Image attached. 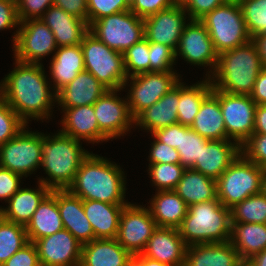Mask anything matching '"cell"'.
<instances>
[{
  "label": "cell",
  "mask_w": 266,
  "mask_h": 266,
  "mask_svg": "<svg viewBox=\"0 0 266 266\" xmlns=\"http://www.w3.org/2000/svg\"><path fill=\"white\" fill-rule=\"evenodd\" d=\"M14 64L15 68L0 82V96L26 124L30 118H50L56 92L50 90L43 65L16 59Z\"/></svg>",
  "instance_id": "cell-1"
},
{
  "label": "cell",
  "mask_w": 266,
  "mask_h": 266,
  "mask_svg": "<svg viewBox=\"0 0 266 266\" xmlns=\"http://www.w3.org/2000/svg\"><path fill=\"white\" fill-rule=\"evenodd\" d=\"M125 179L124 171L119 165L90 153L82 161L73 183L67 190L82 200L129 204L124 199L126 196Z\"/></svg>",
  "instance_id": "cell-2"
},
{
  "label": "cell",
  "mask_w": 266,
  "mask_h": 266,
  "mask_svg": "<svg viewBox=\"0 0 266 266\" xmlns=\"http://www.w3.org/2000/svg\"><path fill=\"white\" fill-rule=\"evenodd\" d=\"M79 140L60 131L53 136L41 133V167L48 178H40L51 190H66L73 183L82 161L90 154Z\"/></svg>",
  "instance_id": "cell-3"
},
{
  "label": "cell",
  "mask_w": 266,
  "mask_h": 266,
  "mask_svg": "<svg viewBox=\"0 0 266 266\" xmlns=\"http://www.w3.org/2000/svg\"><path fill=\"white\" fill-rule=\"evenodd\" d=\"M262 68L256 47L250 41L220 53L216 68L209 79L214 90L250 95Z\"/></svg>",
  "instance_id": "cell-4"
},
{
  "label": "cell",
  "mask_w": 266,
  "mask_h": 266,
  "mask_svg": "<svg viewBox=\"0 0 266 266\" xmlns=\"http://www.w3.org/2000/svg\"><path fill=\"white\" fill-rule=\"evenodd\" d=\"M231 212L218 199L188 206L186 217L177 228L187 246L222 243L231 237Z\"/></svg>",
  "instance_id": "cell-5"
},
{
  "label": "cell",
  "mask_w": 266,
  "mask_h": 266,
  "mask_svg": "<svg viewBox=\"0 0 266 266\" xmlns=\"http://www.w3.org/2000/svg\"><path fill=\"white\" fill-rule=\"evenodd\" d=\"M200 21L208 30L218 54L251 41L240 5L237 2H226Z\"/></svg>",
  "instance_id": "cell-6"
},
{
  "label": "cell",
  "mask_w": 266,
  "mask_h": 266,
  "mask_svg": "<svg viewBox=\"0 0 266 266\" xmlns=\"http://www.w3.org/2000/svg\"><path fill=\"white\" fill-rule=\"evenodd\" d=\"M263 168L242 154L217 179L218 200L227 208L259 194Z\"/></svg>",
  "instance_id": "cell-7"
},
{
  "label": "cell",
  "mask_w": 266,
  "mask_h": 266,
  "mask_svg": "<svg viewBox=\"0 0 266 266\" xmlns=\"http://www.w3.org/2000/svg\"><path fill=\"white\" fill-rule=\"evenodd\" d=\"M85 70L93 74L107 89H123L128 78L123 54L112 50L88 32L81 42Z\"/></svg>",
  "instance_id": "cell-8"
},
{
  "label": "cell",
  "mask_w": 266,
  "mask_h": 266,
  "mask_svg": "<svg viewBox=\"0 0 266 266\" xmlns=\"http://www.w3.org/2000/svg\"><path fill=\"white\" fill-rule=\"evenodd\" d=\"M89 32L112 50L123 54L145 38L144 19L127 10L94 21Z\"/></svg>",
  "instance_id": "cell-9"
},
{
  "label": "cell",
  "mask_w": 266,
  "mask_h": 266,
  "mask_svg": "<svg viewBox=\"0 0 266 266\" xmlns=\"http://www.w3.org/2000/svg\"><path fill=\"white\" fill-rule=\"evenodd\" d=\"M130 82L127 102L130 113L135 118L141 111L151 107L181 80L174 71L146 72L128 77L123 89Z\"/></svg>",
  "instance_id": "cell-10"
},
{
  "label": "cell",
  "mask_w": 266,
  "mask_h": 266,
  "mask_svg": "<svg viewBox=\"0 0 266 266\" xmlns=\"http://www.w3.org/2000/svg\"><path fill=\"white\" fill-rule=\"evenodd\" d=\"M24 127L14 138L0 145V167L27 177L41 166V132Z\"/></svg>",
  "instance_id": "cell-11"
},
{
  "label": "cell",
  "mask_w": 266,
  "mask_h": 266,
  "mask_svg": "<svg viewBox=\"0 0 266 266\" xmlns=\"http://www.w3.org/2000/svg\"><path fill=\"white\" fill-rule=\"evenodd\" d=\"M14 32L13 51L16 60L42 64L40 60L55 53L57 45L53 32L41 19H29L19 23Z\"/></svg>",
  "instance_id": "cell-12"
},
{
  "label": "cell",
  "mask_w": 266,
  "mask_h": 266,
  "mask_svg": "<svg viewBox=\"0 0 266 266\" xmlns=\"http://www.w3.org/2000/svg\"><path fill=\"white\" fill-rule=\"evenodd\" d=\"M157 227L149 208L129 202L120 214L116 240L132 255L140 254Z\"/></svg>",
  "instance_id": "cell-13"
},
{
  "label": "cell",
  "mask_w": 266,
  "mask_h": 266,
  "mask_svg": "<svg viewBox=\"0 0 266 266\" xmlns=\"http://www.w3.org/2000/svg\"><path fill=\"white\" fill-rule=\"evenodd\" d=\"M219 103L226 128V139L240 146L253 134L257 104L250 95L231 94L219 90Z\"/></svg>",
  "instance_id": "cell-14"
},
{
  "label": "cell",
  "mask_w": 266,
  "mask_h": 266,
  "mask_svg": "<svg viewBox=\"0 0 266 266\" xmlns=\"http://www.w3.org/2000/svg\"><path fill=\"white\" fill-rule=\"evenodd\" d=\"M178 55L191 65L212 68V70L209 69L206 77L209 78L210 74H213L219 54L215 51L208 30L200 20H189L184 26L178 48L175 51V60Z\"/></svg>",
  "instance_id": "cell-15"
},
{
  "label": "cell",
  "mask_w": 266,
  "mask_h": 266,
  "mask_svg": "<svg viewBox=\"0 0 266 266\" xmlns=\"http://www.w3.org/2000/svg\"><path fill=\"white\" fill-rule=\"evenodd\" d=\"M121 90L123 89H108L93 104L99 130L109 140L124 136L134 124L127 98L124 100L117 96Z\"/></svg>",
  "instance_id": "cell-16"
},
{
  "label": "cell",
  "mask_w": 266,
  "mask_h": 266,
  "mask_svg": "<svg viewBox=\"0 0 266 266\" xmlns=\"http://www.w3.org/2000/svg\"><path fill=\"white\" fill-rule=\"evenodd\" d=\"M181 3H175L144 19V36L149 42L167 45L174 52L178 48L189 17ZM188 18V19H187ZM187 19V21H186Z\"/></svg>",
  "instance_id": "cell-17"
},
{
  "label": "cell",
  "mask_w": 266,
  "mask_h": 266,
  "mask_svg": "<svg viewBox=\"0 0 266 266\" xmlns=\"http://www.w3.org/2000/svg\"><path fill=\"white\" fill-rule=\"evenodd\" d=\"M41 266H79L82 245L66 229L34 242Z\"/></svg>",
  "instance_id": "cell-18"
},
{
  "label": "cell",
  "mask_w": 266,
  "mask_h": 266,
  "mask_svg": "<svg viewBox=\"0 0 266 266\" xmlns=\"http://www.w3.org/2000/svg\"><path fill=\"white\" fill-rule=\"evenodd\" d=\"M186 248L177 228L157 227L141 254L171 266H184Z\"/></svg>",
  "instance_id": "cell-19"
},
{
  "label": "cell",
  "mask_w": 266,
  "mask_h": 266,
  "mask_svg": "<svg viewBox=\"0 0 266 266\" xmlns=\"http://www.w3.org/2000/svg\"><path fill=\"white\" fill-rule=\"evenodd\" d=\"M241 154V146L230 139L208 140L193 169L217 180Z\"/></svg>",
  "instance_id": "cell-20"
},
{
  "label": "cell",
  "mask_w": 266,
  "mask_h": 266,
  "mask_svg": "<svg viewBox=\"0 0 266 266\" xmlns=\"http://www.w3.org/2000/svg\"><path fill=\"white\" fill-rule=\"evenodd\" d=\"M40 19L53 32L57 47L81 44L89 32L86 21L55 5H51Z\"/></svg>",
  "instance_id": "cell-21"
},
{
  "label": "cell",
  "mask_w": 266,
  "mask_h": 266,
  "mask_svg": "<svg viewBox=\"0 0 266 266\" xmlns=\"http://www.w3.org/2000/svg\"><path fill=\"white\" fill-rule=\"evenodd\" d=\"M57 206L64 229L68 230L81 245L95 239L91 223L87 219L83 200L66 190H57Z\"/></svg>",
  "instance_id": "cell-22"
},
{
  "label": "cell",
  "mask_w": 266,
  "mask_h": 266,
  "mask_svg": "<svg viewBox=\"0 0 266 266\" xmlns=\"http://www.w3.org/2000/svg\"><path fill=\"white\" fill-rule=\"evenodd\" d=\"M64 117L61 133L76 140L88 141L94 144L109 139L99 130L93 105H82L73 108H62Z\"/></svg>",
  "instance_id": "cell-23"
},
{
  "label": "cell",
  "mask_w": 266,
  "mask_h": 266,
  "mask_svg": "<svg viewBox=\"0 0 266 266\" xmlns=\"http://www.w3.org/2000/svg\"><path fill=\"white\" fill-rule=\"evenodd\" d=\"M106 90L93 74L84 70L56 93V102L61 108L93 105Z\"/></svg>",
  "instance_id": "cell-24"
},
{
  "label": "cell",
  "mask_w": 266,
  "mask_h": 266,
  "mask_svg": "<svg viewBox=\"0 0 266 266\" xmlns=\"http://www.w3.org/2000/svg\"><path fill=\"white\" fill-rule=\"evenodd\" d=\"M180 97V82L155 104L141 111L134 124L151 134L161 128L178 123L177 106Z\"/></svg>",
  "instance_id": "cell-25"
},
{
  "label": "cell",
  "mask_w": 266,
  "mask_h": 266,
  "mask_svg": "<svg viewBox=\"0 0 266 266\" xmlns=\"http://www.w3.org/2000/svg\"><path fill=\"white\" fill-rule=\"evenodd\" d=\"M133 255L113 239H94L81 248L79 266H128Z\"/></svg>",
  "instance_id": "cell-26"
},
{
  "label": "cell",
  "mask_w": 266,
  "mask_h": 266,
  "mask_svg": "<svg viewBox=\"0 0 266 266\" xmlns=\"http://www.w3.org/2000/svg\"><path fill=\"white\" fill-rule=\"evenodd\" d=\"M242 261L238 251L227 241L187 246L184 266H237Z\"/></svg>",
  "instance_id": "cell-27"
},
{
  "label": "cell",
  "mask_w": 266,
  "mask_h": 266,
  "mask_svg": "<svg viewBox=\"0 0 266 266\" xmlns=\"http://www.w3.org/2000/svg\"><path fill=\"white\" fill-rule=\"evenodd\" d=\"M50 61L53 91L58 92L85 70L83 51L80 44L58 47Z\"/></svg>",
  "instance_id": "cell-28"
},
{
  "label": "cell",
  "mask_w": 266,
  "mask_h": 266,
  "mask_svg": "<svg viewBox=\"0 0 266 266\" xmlns=\"http://www.w3.org/2000/svg\"><path fill=\"white\" fill-rule=\"evenodd\" d=\"M52 190L38 181V188H19L7 201V207H1L3 219L26 226L33 217L41 201Z\"/></svg>",
  "instance_id": "cell-29"
},
{
  "label": "cell",
  "mask_w": 266,
  "mask_h": 266,
  "mask_svg": "<svg viewBox=\"0 0 266 266\" xmlns=\"http://www.w3.org/2000/svg\"><path fill=\"white\" fill-rule=\"evenodd\" d=\"M63 223L57 206V190H52L40 203L33 217L25 226L30 242L63 230Z\"/></svg>",
  "instance_id": "cell-30"
},
{
  "label": "cell",
  "mask_w": 266,
  "mask_h": 266,
  "mask_svg": "<svg viewBox=\"0 0 266 266\" xmlns=\"http://www.w3.org/2000/svg\"><path fill=\"white\" fill-rule=\"evenodd\" d=\"M127 204H108L101 201L83 200V209L94 231L95 239L117 237L119 218Z\"/></svg>",
  "instance_id": "cell-31"
},
{
  "label": "cell",
  "mask_w": 266,
  "mask_h": 266,
  "mask_svg": "<svg viewBox=\"0 0 266 266\" xmlns=\"http://www.w3.org/2000/svg\"><path fill=\"white\" fill-rule=\"evenodd\" d=\"M190 128L208 140L226 139V128L219 103V90L212 89L204 98Z\"/></svg>",
  "instance_id": "cell-32"
},
{
  "label": "cell",
  "mask_w": 266,
  "mask_h": 266,
  "mask_svg": "<svg viewBox=\"0 0 266 266\" xmlns=\"http://www.w3.org/2000/svg\"><path fill=\"white\" fill-rule=\"evenodd\" d=\"M149 202L158 227L178 228L188 212V205L174 190L157 191Z\"/></svg>",
  "instance_id": "cell-33"
},
{
  "label": "cell",
  "mask_w": 266,
  "mask_h": 266,
  "mask_svg": "<svg viewBox=\"0 0 266 266\" xmlns=\"http://www.w3.org/2000/svg\"><path fill=\"white\" fill-rule=\"evenodd\" d=\"M174 191L188 205L218 199L217 180L194 169H185Z\"/></svg>",
  "instance_id": "cell-34"
},
{
  "label": "cell",
  "mask_w": 266,
  "mask_h": 266,
  "mask_svg": "<svg viewBox=\"0 0 266 266\" xmlns=\"http://www.w3.org/2000/svg\"><path fill=\"white\" fill-rule=\"evenodd\" d=\"M231 244L243 261L266 249V224L232 223Z\"/></svg>",
  "instance_id": "cell-35"
},
{
  "label": "cell",
  "mask_w": 266,
  "mask_h": 266,
  "mask_svg": "<svg viewBox=\"0 0 266 266\" xmlns=\"http://www.w3.org/2000/svg\"><path fill=\"white\" fill-rule=\"evenodd\" d=\"M212 89L211 80L208 77L190 86H185L183 82H180V97L177 106L179 124L191 127L204 98Z\"/></svg>",
  "instance_id": "cell-36"
},
{
  "label": "cell",
  "mask_w": 266,
  "mask_h": 266,
  "mask_svg": "<svg viewBox=\"0 0 266 266\" xmlns=\"http://www.w3.org/2000/svg\"><path fill=\"white\" fill-rule=\"evenodd\" d=\"M29 242L25 226L0 220V266Z\"/></svg>",
  "instance_id": "cell-37"
},
{
  "label": "cell",
  "mask_w": 266,
  "mask_h": 266,
  "mask_svg": "<svg viewBox=\"0 0 266 266\" xmlns=\"http://www.w3.org/2000/svg\"><path fill=\"white\" fill-rule=\"evenodd\" d=\"M231 223L266 224V196L259 193L249 196L230 208Z\"/></svg>",
  "instance_id": "cell-38"
},
{
  "label": "cell",
  "mask_w": 266,
  "mask_h": 266,
  "mask_svg": "<svg viewBox=\"0 0 266 266\" xmlns=\"http://www.w3.org/2000/svg\"><path fill=\"white\" fill-rule=\"evenodd\" d=\"M207 142L208 139L201 137L190 127L180 124V140L176 148L180 154V164L185 169H193L196 160L200 159L202 145Z\"/></svg>",
  "instance_id": "cell-39"
},
{
  "label": "cell",
  "mask_w": 266,
  "mask_h": 266,
  "mask_svg": "<svg viewBox=\"0 0 266 266\" xmlns=\"http://www.w3.org/2000/svg\"><path fill=\"white\" fill-rule=\"evenodd\" d=\"M148 174L157 191L174 190L185 168L180 164L158 163L148 165Z\"/></svg>",
  "instance_id": "cell-40"
},
{
  "label": "cell",
  "mask_w": 266,
  "mask_h": 266,
  "mask_svg": "<svg viewBox=\"0 0 266 266\" xmlns=\"http://www.w3.org/2000/svg\"><path fill=\"white\" fill-rule=\"evenodd\" d=\"M123 61L127 77L150 72L149 41L143 38L123 52Z\"/></svg>",
  "instance_id": "cell-41"
},
{
  "label": "cell",
  "mask_w": 266,
  "mask_h": 266,
  "mask_svg": "<svg viewBox=\"0 0 266 266\" xmlns=\"http://www.w3.org/2000/svg\"><path fill=\"white\" fill-rule=\"evenodd\" d=\"M239 5L250 37L266 33V0H241Z\"/></svg>",
  "instance_id": "cell-42"
},
{
  "label": "cell",
  "mask_w": 266,
  "mask_h": 266,
  "mask_svg": "<svg viewBox=\"0 0 266 266\" xmlns=\"http://www.w3.org/2000/svg\"><path fill=\"white\" fill-rule=\"evenodd\" d=\"M28 126L0 96V145L14 138Z\"/></svg>",
  "instance_id": "cell-43"
},
{
  "label": "cell",
  "mask_w": 266,
  "mask_h": 266,
  "mask_svg": "<svg viewBox=\"0 0 266 266\" xmlns=\"http://www.w3.org/2000/svg\"><path fill=\"white\" fill-rule=\"evenodd\" d=\"M150 72L173 71L175 52L167 45L149 42Z\"/></svg>",
  "instance_id": "cell-44"
},
{
  "label": "cell",
  "mask_w": 266,
  "mask_h": 266,
  "mask_svg": "<svg viewBox=\"0 0 266 266\" xmlns=\"http://www.w3.org/2000/svg\"><path fill=\"white\" fill-rule=\"evenodd\" d=\"M87 7V23L89 26L104 16L130 10L124 0H87Z\"/></svg>",
  "instance_id": "cell-45"
},
{
  "label": "cell",
  "mask_w": 266,
  "mask_h": 266,
  "mask_svg": "<svg viewBox=\"0 0 266 266\" xmlns=\"http://www.w3.org/2000/svg\"><path fill=\"white\" fill-rule=\"evenodd\" d=\"M241 154L247 160L263 167L266 164V135L253 133L241 145Z\"/></svg>",
  "instance_id": "cell-46"
},
{
  "label": "cell",
  "mask_w": 266,
  "mask_h": 266,
  "mask_svg": "<svg viewBox=\"0 0 266 266\" xmlns=\"http://www.w3.org/2000/svg\"><path fill=\"white\" fill-rule=\"evenodd\" d=\"M53 2L54 0H16L19 22L40 19Z\"/></svg>",
  "instance_id": "cell-47"
},
{
  "label": "cell",
  "mask_w": 266,
  "mask_h": 266,
  "mask_svg": "<svg viewBox=\"0 0 266 266\" xmlns=\"http://www.w3.org/2000/svg\"><path fill=\"white\" fill-rule=\"evenodd\" d=\"M225 3V0H185L182 5L189 20H201L215 8Z\"/></svg>",
  "instance_id": "cell-48"
},
{
  "label": "cell",
  "mask_w": 266,
  "mask_h": 266,
  "mask_svg": "<svg viewBox=\"0 0 266 266\" xmlns=\"http://www.w3.org/2000/svg\"><path fill=\"white\" fill-rule=\"evenodd\" d=\"M149 157V164H158V163H169L176 164L180 163V154L175 149L170 147L167 144L161 143L156 138L151 144Z\"/></svg>",
  "instance_id": "cell-49"
},
{
  "label": "cell",
  "mask_w": 266,
  "mask_h": 266,
  "mask_svg": "<svg viewBox=\"0 0 266 266\" xmlns=\"http://www.w3.org/2000/svg\"><path fill=\"white\" fill-rule=\"evenodd\" d=\"M173 0H135L130 11L140 18H147L174 5Z\"/></svg>",
  "instance_id": "cell-50"
},
{
  "label": "cell",
  "mask_w": 266,
  "mask_h": 266,
  "mask_svg": "<svg viewBox=\"0 0 266 266\" xmlns=\"http://www.w3.org/2000/svg\"><path fill=\"white\" fill-rule=\"evenodd\" d=\"M3 266H41L36 245L29 241L8 259Z\"/></svg>",
  "instance_id": "cell-51"
},
{
  "label": "cell",
  "mask_w": 266,
  "mask_h": 266,
  "mask_svg": "<svg viewBox=\"0 0 266 266\" xmlns=\"http://www.w3.org/2000/svg\"><path fill=\"white\" fill-rule=\"evenodd\" d=\"M22 176L0 167V199L8 201L20 188Z\"/></svg>",
  "instance_id": "cell-52"
},
{
  "label": "cell",
  "mask_w": 266,
  "mask_h": 266,
  "mask_svg": "<svg viewBox=\"0 0 266 266\" xmlns=\"http://www.w3.org/2000/svg\"><path fill=\"white\" fill-rule=\"evenodd\" d=\"M19 20L15 0H0V30L18 28Z\"/></svg>",
  "instance_id": "cell-53"
},
{
  "label": "cell",
  "mask_w": 266,
  "mask_h": 266,
  "mask_svg": "<svg viewBox=\"0 0 266 266\" xmlns=\"http://www.w3.org/2000/svg\"><path fill=\"white\" fill-rule=\"evenodd\" d=\"M161 143L167 144L172 148H177L180 140V124L176 123L167 127L158 129L152 133Z\"/></svg>",
  "instance_id": "cell-54"
},
{
  "label": "cell",
  "mask_w": 266,
  "mask_h": 266,
  "mask_svg": "<svg viewBox=\"0 0 266 266\" xmlns=\"http://www.w3.org/2000/svg\"><path fill=\"white\" fill-rule=\"evenodd\" d=\"M53 5L87 22V0H54Z\"/></svg>",
  "instance_id": "cell-55"
},
{
  "label": "cell",
  "mask_w": 266,
  "mask_h": 266,
  "mask_svg": "<svg viewBox=\"0 0 266 266\" xmlns=\"http://www.w3.org/2000/svg\"><path fill=\"white\" fill-rule=\"evenodd\" d=\"M250 97L257 105L266 104V67H263L256 78Z\"/></svg>",
  "instance_id": "cell-56"
},
{
  "label": "cell",
  "mask_w": 266,
  "mask_h": 266,
  "mask_svg": "<svg viewBox=\"0 0 266 266\" xmlns=\"http://www.w3.org/2000/svg\"><path fill=\"white\" fill-rule=\"evenodd\" d=\"M253 133L266 135V105L256 106Z\"/></svg>",
  "instance_id": "cell-57"
},
{
  "label": "cell",
  "mask_w": 266,
  "mask_h": 266,
  "mask_svg": "<svg viewBox=\"0 0 266 266\" xmlns=\"http://www.w3.org/2000/svg\"><path fill=\"white\" fill-rule=\"evenodd\" d=\"M251 42L256 47L263 67H266V33H259L251 37Z\"/></svg>",
  "instance_id": "cell-58"
},
{
  "label": "cell",
  "mask_w": 266,
  "mask_h": 266,
  "mask_svg": "<svg viewBox=\"0 0 266 266\" xmlns=\"http://www.w3.org/2000/svg\"><path fill=\"white\" fill-rule=\"evenodd\" d=\"M132 261L137 265V266H171L166 263H162L150 258H147L143 256L141 253L133 255Z\"/></svg>",
  "instance_id": "cell-59"
},
{
  "label": "cell",
  "mask_w": 266,
  "mask_h": 266,
  "mask_svg": "<svg viewBox=\"0 0 266 266\" xmlns=\"http://www.w3.org/2000/svg\"><path fill=\"white\" fill-rule=\"evenodd\" d=\"M249 266H266V249L247 260Z\"/></svg>",
  "instance_id": "cell-60"
},
{
  "label": "cell",
  "mask_w": 266,
  "mask_h": 266,
  "mask_svg": "<svg viewBox=\"0 0 266 266\" xmlns=\"http://www.w3.org/2000/svg\"><path fill=\"white\" fill-rule=\"evenodd\" d=\"M261 194L266 196V174L263 173L262 180H261Z\"/></svg>",
  "instance_id": "cell-61"
},
{
  "label": "cell",
  "mask_w": 266,
  "mask_h": 266,
  "mask_svg": "<svg viewBox=\"0 0 266 266\" xmlns=\"http://www.w3.org/2000/svg\"><path fill=\"white\" fill-rule=\"evenodd\" d=\"M124 1L129 7H131L135 0H124Z\"/></svg>",
  "instance_id": "cell-62"
},
{
  "label": "cell",
  "mask_w": 266,
  "mask_h": 266,
  "mask_svg": "<svg viewBox=\"0 0 266 266\" xmlns=\"http://www.w3.org/2000/svg\"><path fill=\"white\" fill-rule=\"evenodd\" d=\"M237 266H249L247 261H242L239 265Z\"/></svg>",
  "instance_id": "cell-63"
},
{
  "label": "cell",
  "mask_w": 266,
  "mask_h": 266,
  "mask_svg": "<svg viewBox=\"0 0 266 266\" xmlns=\"http://www.w3.org/2000/svg\"><path fill=\"white\" fill-rule=\"evenodd\" d=\"M226 2H237L239 3L241 0H225Z\"/></svg>",
  "instance_id": "cell-64"
},
{
  "label": "cell",
  "mask_w": 266,
  "mask_h": 266,
  "mask_svg": "<svg viewBox=\"0 0 266 266\" xmlns=\"http://www.w3.org/2000/svg\"><path fill=\"white\" fill-rule=\"evenodd\" d=\"M175 3H183L185 0H173Z\"/></svg>",
  "instance_id": "cell-65"
},
{
  "label": "cell",
  "mask_w": 266,
  "mask_h": 266,
  "mask_svg": "<svg viewBox=\"0 0 266 266\" xmlns=\"http://www.w3.org/2000/svg\"><path fill=\"white\" fill-rule=\"evenodd\" d=\"M262 168H263V173L266 174V164Z\"/></svg>",
  "instance_id": "cell-66"
},
{
  "label": "cell",
  "mask_w": 266,
  "mask_h": 266,
  "mask_svg": "<svg viewBox=\"0 0 266 266\" xmlns=\"http://www.w3.org/2000/svg\"><path fill=\"white\" fill-rule=\"evenodd\" d=\"M3 218V216H2V209H1V207H0V220Z\"/></svg>",
  "instance_id": "cell-67"
},
{
  "label": "cell",
  "mask_w": 266,
  "mask_h": 266,
  "mask_svg": "<svg viewBox=\"0 0 266 266\" xmlns=\"http://www.w3.org/2000/svg\"><path fill=\"white\" fill-rule=\"evenodd\" d=\"M128 266H137L133 261Z\"/></svg>",
  "instance_id": "cell-68"
}]
</instances>
